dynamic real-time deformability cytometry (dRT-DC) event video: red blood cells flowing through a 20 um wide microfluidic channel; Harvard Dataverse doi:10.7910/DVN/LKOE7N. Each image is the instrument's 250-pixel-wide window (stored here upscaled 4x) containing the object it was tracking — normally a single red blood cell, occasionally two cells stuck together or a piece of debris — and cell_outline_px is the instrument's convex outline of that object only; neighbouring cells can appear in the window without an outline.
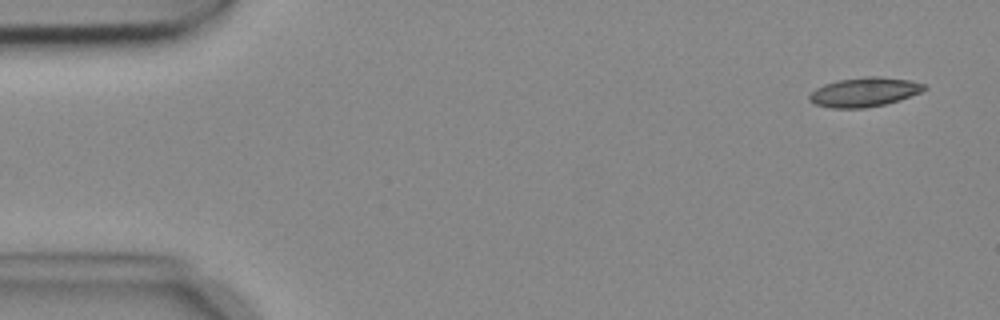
{"species": "common noctule bat (a hibernating species)", "species_latin": "Nyctalus noctula", "temperature_condition": "cold", "stored_images_in_passage": 1, "camera_frame_rate_fps": 3000, "um_per_image_px": 0.085, "animal": {"sex": "female", "body_mass_g": 18.4}, "frame": {"image": 1, "passage_image": 1, "time_ms": 0.0, "image_size_px": [1000, 320], "cell_outline_px": [[928, 88], [920, 92], [900, 100], [884, 104], [864, 108], [832, 108], [816, 104], [808, 100], [808, 96], [816, 88], [824, 84], [840, 80], [868, 76], [876, 76], [908, 80], [924, 84]], "centroid_in_image_um": [73.46, 7.83], "position_along_channel_um": 11.5, "area_um2": 19.36}}